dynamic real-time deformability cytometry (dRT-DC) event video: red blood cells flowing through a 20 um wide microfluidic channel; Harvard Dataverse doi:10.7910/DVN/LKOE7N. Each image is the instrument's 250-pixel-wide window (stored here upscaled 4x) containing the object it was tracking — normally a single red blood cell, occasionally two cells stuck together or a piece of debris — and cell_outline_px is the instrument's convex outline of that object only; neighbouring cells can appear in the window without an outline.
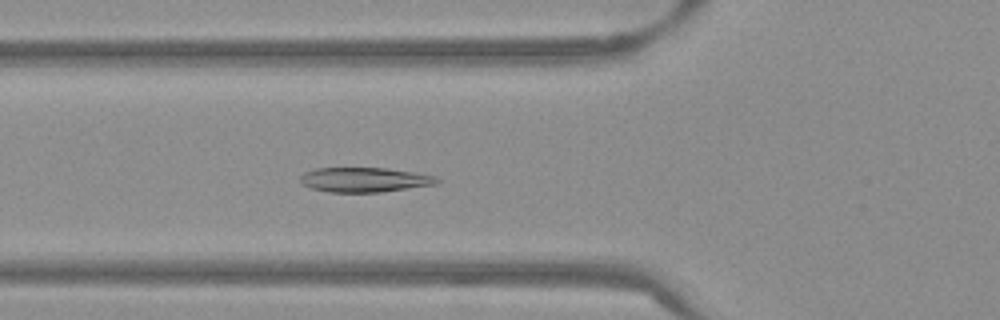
{"species": "Egyptian fruit bat (a non-hibernating species)", "species_latin": "Rousettus aegyptiacus", "temperature_condition": "warm", "stored_images_in_passage": 55, "segment_of_instrument_passage": [1, 2], "camera_frame_rate_fps": 3000, "um_per_image_px": 0.085, "frame": {"image": 1, "passage_image": 20, "time_ms": 6.333, "image_size_px": [1000, 320], "cell_outline_px": [[440, 180], [436, 184], [380, 192], [328, 192], [312, 188], [300, 184], [300, 176], [304, 172], [316, 168], [388, 168], [436, 176]], "centroid_in_image_um": [30.94, 15.27], "position_along_channel_um": 94.9, "area_um2": 19.59}}
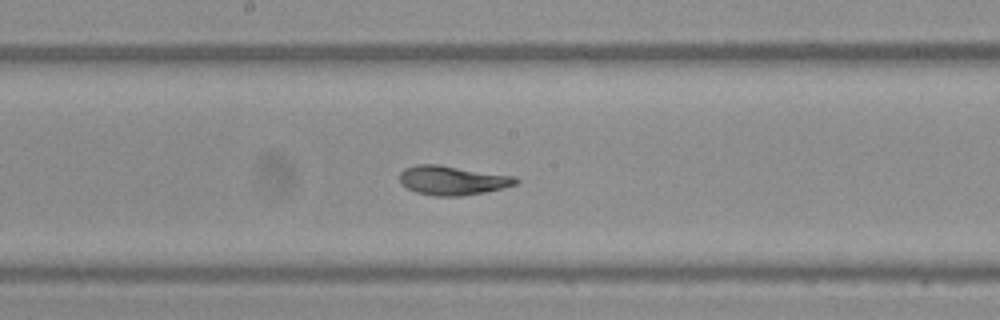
{"frame": {"image": 2, "passage_image": 29, "time_ms": 9.333, "image_size_px": [1000, 320], "cell_outline_px": [[520, 180], [516, 184], [504, 188], [484, 192], [460, 196], [436, 196], [416, 192], [400, 184], [400, 172], [404, 168], [416, 164], [440, 164], [516, 176]], "centroid_in_image_um": [38.47, 15.32], "position_along_channel_um": 209.7, "area_um2": 20.0}}
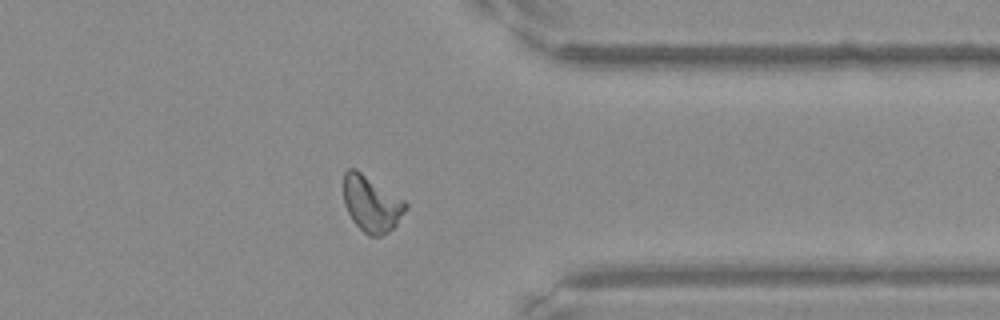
{"frame": {"image": 3, "passage_image": 43, "time_ms": 14.0, "image_size_px": [1000, 320], "cell_outline_px": [[408, 208], [396, 224], [388, 232], [380, 236], [368, 236], [352, 220], [344, 204], [344, 172], [348, 168], [356, 168], [404, 200], [408, 204]], "centroid_in_image_um": [31.57, 17.31], "position_along_channel_um": 379.8, "area_um2": 20.23}}